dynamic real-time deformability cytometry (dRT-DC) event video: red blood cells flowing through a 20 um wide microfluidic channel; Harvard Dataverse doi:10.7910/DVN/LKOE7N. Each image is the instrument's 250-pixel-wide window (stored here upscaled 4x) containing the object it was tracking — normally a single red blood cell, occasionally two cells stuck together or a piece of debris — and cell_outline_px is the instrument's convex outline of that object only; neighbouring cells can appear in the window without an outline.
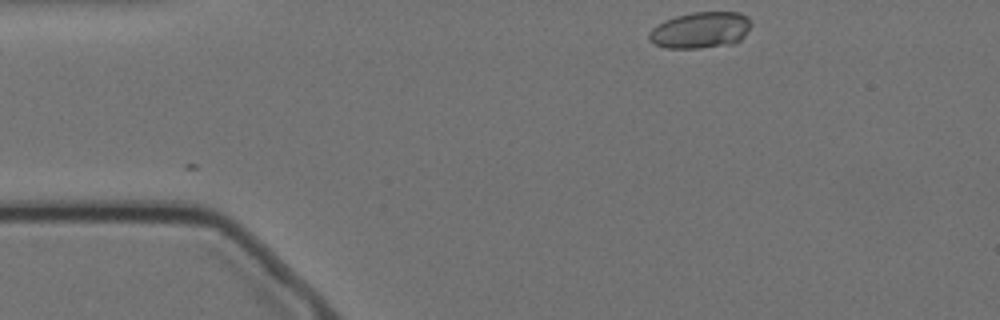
{"species": "Egyptian fruit bat (a non-hibernating species)", "species_latin": "Rousettus aegyptiacus", "temperature_condition": "cold", "stored_images_in_passage": 2, "camera_frame_rate_fps": 3000, "um_per_image_px": 0.085, "animal": {"sex": "female"}, "frame": {"image": 1, "passage_image": 1, "time_ms": 0.0, "image_size_px": [1000, 320], "cell_outline_px": [[752, 24], [744, 36], [736, 44], [700, 48], [664, 48], [652, 44], [648, 40], [648, 32], [652, 28], [664, 20], [676, 16], [692, 12], [740, 12], [748, 16]], "centroid_in_image_um": [59.53, 2.57], "position_along_channel_um": 25.5, "area_um2": 22.02}}